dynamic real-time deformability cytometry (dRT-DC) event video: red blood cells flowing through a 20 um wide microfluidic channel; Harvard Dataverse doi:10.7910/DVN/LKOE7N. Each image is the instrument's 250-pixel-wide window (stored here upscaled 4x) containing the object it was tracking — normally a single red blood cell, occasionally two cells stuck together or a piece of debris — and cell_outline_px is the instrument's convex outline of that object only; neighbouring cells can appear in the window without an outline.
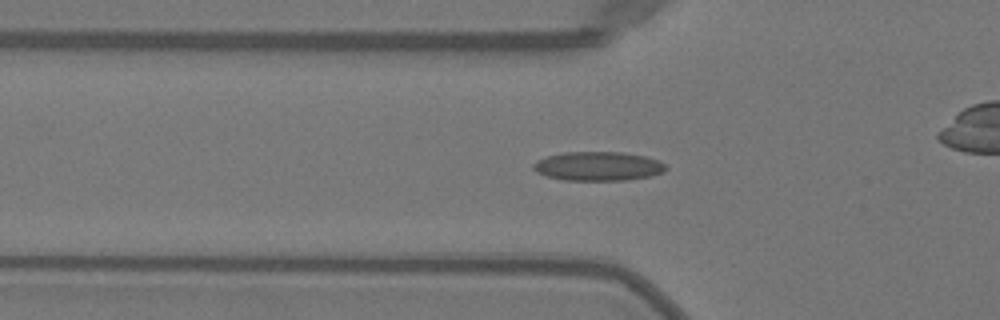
{"species": "Egyptian fruit bat (a non-hibernating species)", "species_latin": "Rousettus aegyptiacus", "temperature_condition": "warm", "stored_images_in_passage": 51, "camera_frame_rate_fps": 3000, "um_per_image_px": 0.085, "animal": {"sex": "female"}, "frame": {"image": 1, "passage_image": 17, "time_ms": 5.333, "image_size_px": [1000, 320], "cell_outline_px": [[668, 168], [664, 172], [652, 176], [624, 180], [564, 180], [548, 176], [536, 172], [532, 168], [532, 164], [536, 160], [548, 156], [564, 152], [620, 152], [644, 156], [660, 160]], "centroid_in_image_um": [50.85, 14.13], "position_along_channel_um": 75.0, "area_um2": 22.48}}
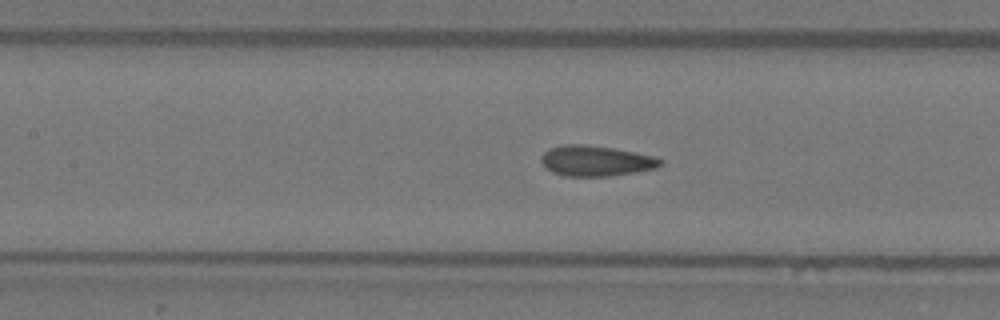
{"frame": {"image": 2, "passage_image": 23, "time_ms": 7.333, "image_size_px": [1000, 320], "cell_outline_px": [[664, 164], [656, 168], [636, 172], [608, 176], [564, 176], [552, 172], [544, 168], [540, 160], [540, 156], [548, 148], [564, 144], [584, 144], [612, 148], [636, 152], [656, 156], [664, 160]], "centroid_in_image_um": [50.65, 13.67], "position_along_channel_um": 156.8, "area_um2": 21.56}}
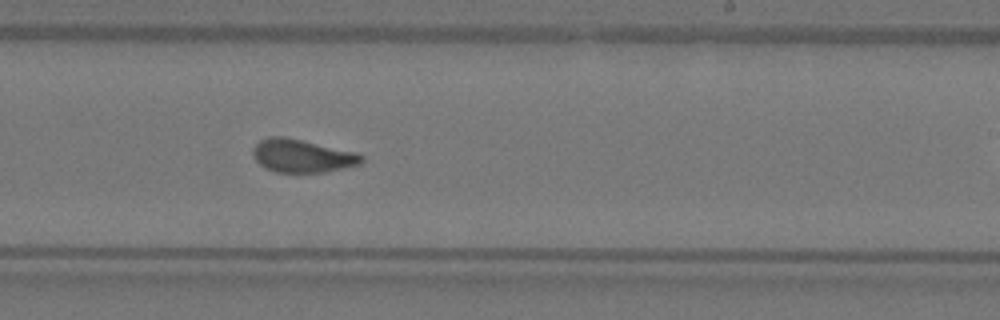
{"frame": {"image": 3, "passage_image": 31, "time_ms": 10.0, "image_size_px": [1000, 320], "cell_outline_px": [[364, 160], [360, 164], [344, 168], [324, 172], [276, 172], [264, 168], [252, 156], [252, 148], [260, 140], [268, 136], [284, 136], [356, 152], [364, 156]], "centroid_in_image_um": [25.66, 13.24], "position_along_channel_um": 263.3, "area_um2": 21.04}, "authors_computed_cell_mechanics": {"area_um2": 20.808, "velocity_mm_per_s": 4.0255, "shape_relaxation_time_tau1_ms": 6.4174, "shape_relaxation_time_tau2_ms": 0.8972, "deformation_change_tau1": 0.1724, "deformation_change_tau2": 0.079}}